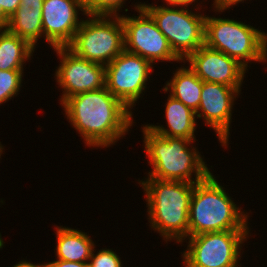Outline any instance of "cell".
Returning <instances> with one entry per match:
<instances>
[{
	"mask_svg": "<svg viewBox=\"0 0 267 267\" xmlns=\"http://www.w3.org/2000/svg\"><path fill=\"white\" fill-rule=\"evenodd\" d=\"M72 127L88 147H109L133 125L132 111L106 87L75 94L62 104Z\"/></svg>",
	"mask_w": 267,
	"mask_h": 267,
	"instance_id": "cell-1",
	"label": "cell"
},
{
	"mask_svg": "<svg viewBox=\"0 0 267 267\" xmlns=\"http://www.w3.org/2000/svg\"><path fill=\"white\" fill-rule=\"evenodd\" d=\"M144 179L138 182L145 192L149 226L166 242L182 244L189 237V209L195 183Z\"/></svg>",
	"mask_w": 267,
	"mask_h": 267,
	"instance_id": "cell-2",
	"label": "cell"
},
{
	"mask_svg": "<svg viewBox=\"0 0 267 267\" xmlns=\"http://www.w3.org/2000/svg\"><path fill=\"white\" fill-rule=\"evenodd\" d=\"M142 132L144 151L153 167L147 178L198 183L211 174L200 152L191 145L195 141L159 136L146 126Z\"/></svg>",
	"mask_w": 267,
	"mask_h": 267,
	"instance_id": "cell-3",
	"label": "cell"
},
{
	"mask_svg": "<svg viewBox=\"0 0 267 267\" xmlns=\"http://www.w3.org/2000/svg\"><path fill=\"white\" fill-rule=\"evenodd\" d=\"M211 173L195 183L189 209V236L227 230H249L248 212L241 211Z\"/></svg>",
	"mask_w": 267,
	"mask_h": 267,
	"instance_id": "cell-4",
	"label": "cell"
},
{
	"mask_svg": "<svg viewBox=\"0 0 267 267\" xmlns=\"http://www.w3.org/2000/svg\"><path fill=\"white\" fill-rule=\"evenodd\" d=\"M204 44L237 60L246 69L248 62L267 61V33L234 19L206 15Z\"/></svg>",
	"mask_w": 267,
	"mask_h": 267,
	"instance_id": "cell-5",
	"label": "cell"
},
{
	"mask_svg": "<svg viewBox=\"0 0 267 267\" xmlns=\"http://www.w3.org/2000/svg\"><path fill=\"white\" fill-rule=\"evenodd\" d=\"M67 46L77 56L104 66L124 51V28L120 15H87ZM111 18V19H110Z\"/></svg>",
	"mask_w": 267,
	"mask_h": 267,
	"instance_id": "cell-6",
	"label": "cell"
},
{
	"mask_svg": "<svg viewBox=\"0 0 267 267\" xmlns=\"http://www.w3.org/2000/svg\"><path fill=\"white\" fill-rule=\"evenodd\" d=\"M142 8L152 17L173 52L182 61L204 45L206 15L192 12L188 6L168 7L144 2Z\"/></svg>",
	"mask_w": 267,
	"mask_h": 267,
	"instance_id": "cell-7",
	"label": "cell"
},
{
	"mask_svg": "<svg viewBox=\"0 0 267 267\" xmlns=\"http://www.w3.org/2000/svg\"><path fill=\"white\" fill-rule=\"evenodd\" d=\"M251 230H227L189 236L184 267H238L241 248Z\"/></svg>",
	"mask_w": 267,
	"mask_h": 267,
	"instance_id": "cell-8",
	"label": "cell"
},
{
	"mask_svg": "<svg viewBox=\"0 0 267 267\" xmlns=\"http://www.w3.org/2000/svg\"><path fill=\"white\" fill-rule=\"evenodd\" d=\"M139 16H120L124 28V50L137 54L152 65L158 61L182 60L173 52L167 38L157 27L152 17L142 8V3L134 5Z\"/></svg>",
	"mask_w": 267,
	"mask_h": 267,
	"instance_id": "cell-9",
	"label": "cell"
},
{
	"mask_svg": "<svg viewBox=\"0 0 267 267\" xmlns=\"http://www.w3.org/2000/svg\"><path fill=\"white\" fill-rule=\"evenodd\" d=\"M153 67L145 58L124 50L105 66V87L131 110L145 93Z\"/></svg>",
	"mask_w": 267,
	"mask_h": 267,
	"instance_id": "cell-10",
	"label": "cell"
},
{
	"mask_svg": "<svg viewBox=\"0 0 267 267\" xmlns=\"http://www.w3.org/2000/svg\"><path fill=\"white\" fill-rule=\"evenodd\" d=\"M60 64L56 69V81L62 88L60 104L67 98L82 92L105 87V66L77 56L68 47H54Z\"/></svg>",
	"mask_w": 267,
	"mask_h": 267,
	"instance_id": "cell-11",
	"label": "cell"
},
{
	"mask_svg": "<svg viewBox=\"0 0 267 267\" xmlns=\"http://www.w3.org/2000/svg\"><path fill=\"white\" fill-rule=\"evenodd\" d=\"M240 94L236 88L203 81L196 117L204 119L205 125L215 131L222 147L229 145L232 109Z\"/></svg>",
	"mask_w": 267,
	"mask_h": 267,
	"instance_id": "cell-12",
	"label": "cell"
},
{
	"mask_svg": "<svg viewBox=\"0 0 267 267\" xmlns=\"http://www.w3.org/2000/svg\"><path fill=\"white\" fill-rule=\"evenodd\" d=\"M80 11L87 16L83 0L43 1V37L51 48L67 47L73 41L83 21L78 17Z\"/></svg>",
	"mask_w": 267,
	"mask_h": 267,
	"instance_id": "cell-13",
	"label": "cell"
},
{
	"mask_svg": "<svg viewBox=\"0 0 267 267\" xmlns=\"http://www.w3.org/2000/svg\"><path fill=\"white\" fill-rule=\"evenodd\" d=\"M182 62H188L189 68L202 81L230 86L240 92L248 70L237 60L205 44L189 54Z\"/></svg>",
	"mask_w": 267,
	"mask_h": 267,
	"instance_id": "cell-14",
	"label": "cell"
},
{
	"mask_svg": "<svg viewBox=\"0 0 267 267\" xmlns=\"http://www.w3.org/2000/svg\"><path fill=\"white\" fill-rule=\"evenodd\" d=\"M165 117L167 128L163 125H145L148 129L159 136L185 138L188 140H196L195 129L197 126L196 113L185 106L181 101L168 95L165 105ZM169 128V129H168Z\"/></svg>",
	"mask_w": 267,
	"mask_h": 267,
	"instance_id": "cell-15",
	"label": "cell"
},
{
	"mask_svg": "<svg viewBox=\"0 0 267 267\" xmlns=\"http://www.w3.org/2000/svg\"><path fill=\"white\" fill-rule=\"evenodd\" d=\"M44 0H21L10 17L6 29L27 40L34 48L43 35L42 8Z\"/></svg>",
	"mask_w": 267,
	"mask_h": 267,
	"instance_id": "cell-16",
	"label": "cell"
},
{
	"mask_svg": "<svg viewBox=\"0 0 267 267\" xmlns=\"http://www.w3.org/2000/svg\"><path fill=\"white\" fill-rule=\"evenodd\" d=\"M56 259L88 263L95 244L87 233L81 230L56 226Z\"/></svg>",
	"mask_w": 267,
	"mask_h": 267,
	"instance_id": "cell-17",
	"label": "cell"
},
{
	"mask_svg": "<svg viewBox=\"0 0 267 267\" xmlns=\"http://www.w3.org/2000/svg\"><path fill=\"white\" fill-rule=\"evenodd\" d=\"M172 79L162 88L165 92L197 112L200 104L203 81L189 68L182 66L175 70Z\"/></svg>",
	"mask_w": 267,
	"mask_h": 267,
	"instance_id": "cell-18",
	"label": "cell"
},
{
	"mask_svg": "<svg viewBox=\"0 0 267 267\" xmlns=\"http://www.w3.org/2000/svg\"><path fill=\"white\" fill-rule=\"evenodd\" d=\"M35 48L25 39L0 30V70L24 69L23 65L33 56Z\"/></svg>",
	"mask_w": 267,
	"mask_h": 267,
	"instance_id": "cell-19",
	"label": "cell"
},
{
	"mask_svg": "<svg viewBox=\"0 0 267 267\" xmlns=\"http://www.w3.org/2000/svg\"><path fill=\"white\" fill-rule=\"evenodd\" d=\"M23 71L24 69L0 70V105L8 102L20 92Z\"/></svg>",
	"mask_w": 267,
	"mask_h": 267,
	"instance_id": "cell-20",
	"label": "cell"
},
{
	"mask_svg": "<svg viewBox=\"0 0 267 267\" xmlns=\"http://www.w3.org/2000/svg\"><path fill=\"white\" fill-rule=\"evenodd\" d=\"M126 0H83L87 15L118 16Z\"/></svg>",
	"mask_w": 267,
	"mask_h": 267,
	"instance_id": "cell-21",
	"label": "cell"
},
{
	"mask_svg": "<svg viewBox=\"0 0 267 267\" xmlns=\"http://www.w3.org/2000/svg\"><path fill=\"white\" fill-rule=\"evenodd\" d=\"M93 249L89 259V267H123L120 257L112 249H100L94 254Z\"/></svg>",
	"mask_w": 267,
	"mask_h": 267,
	"instance_id": "cell-22",
	"label": "cell"
},
{
	"mask_svg": "<svg viewBox=\"0 0 267 267\" xmlns=\"http://www.w3.org/2000/svg\"><path fill=\"white\" fill-rule=\"evenodd\" d=\"M21 0H0V7L4 11V14L10 19L15 13L16 9L20 6Z\"/></svg>",
	"mask_w": 267,
	"mask_h": 267,
	"instance_id": "cell-23",
	"label": "cell"
},
{
	"mask_svg": "<svg viewBox=\"0 0 267 267\" xmlns=\"http://www.w3.org/2000/svg\"><path fill=\"white\" fill-rule=\"evenodd\" d=\"M212 4L214 6V12H224L226 9H230L233 5H237L240 2H244V0H214Z\"/></svg>",
	"mask_w": 267,
	"mask_h": 267,
	"instance_id": "cell-24",
	"label": "cell"
},
{
	"mask_svg": "<svg viewBox=\"0 0 267 267\" xmlns=\"http://www.w3.org/2000/svg\"><path fill=\"white\" fill-rule=\"evenodd\" d=\"M45 267H89V264L56 259V261L46 263Z\"/></svg>",
	"mask_w": 267,
	"mask_h": 267,
	"instance_id": "cell-25",
	"label": "cell"
},
{
	"mask_svg": "<svg viewBox=\"0 0 267 267\" xmlns=\"http://www.w3.org/2000/svg\"><path fill=\"white\" fill-rule=\"evenodd\" d=\"M195 1L198 2L197 0H165L167 5H177V6H190L194 5ZM194 2V4H192Z\"/></svg>",
	"mask_w": 267,
	"mask_h": 267,
	"instance_id": "cell-26",
	"label": "cell"
},
{
	"mask_svg": "<svg viewBox=\"0 0 267 267\" xmlns=\"http://www.w3.org/2000/svg\"><path fill=\"white\" fill-rule=\"evenodd\" d=\"M12 267H45V263L43 264H35L31 263L30 261L26 260H20L18 263L13 265Z\"/></svg>",
	"mask_w": 267,
	"mask_h": 267,
	"instance_id": "cell-27",
	"label": "cell"
},
{
	"mask_svg": "<svg viewBox=\"0 0 267 267\" xmlns=\"http://www.w3.org/2000/svg\"><path fill=\"white\" fill-rule=\"evenodd\" d=\"M9 22V18L4 14L2 7H0V30L6 29Z\"/></svg>",
	"mask_w": 267,
	"mask_h": 267,
	"instance_id": "cell-28",
	"label": "cell"
},
{
	"mask_svg": "<svg viewBox=\"0 0 267 267\" xmlns=\"http://www.w3.org/2000/svg\"><path fill=\"white\" fill-rule=\"evenodd\" d=\"M3 150H4L3 145H2L1 142H0V158H1V155H2V153H3Z\"/></svg>",
	"mask_w": 267,
	"mask_h": 267,
	"instance_id": "cell-29",
	"label": "cell"
}]
</instances>
